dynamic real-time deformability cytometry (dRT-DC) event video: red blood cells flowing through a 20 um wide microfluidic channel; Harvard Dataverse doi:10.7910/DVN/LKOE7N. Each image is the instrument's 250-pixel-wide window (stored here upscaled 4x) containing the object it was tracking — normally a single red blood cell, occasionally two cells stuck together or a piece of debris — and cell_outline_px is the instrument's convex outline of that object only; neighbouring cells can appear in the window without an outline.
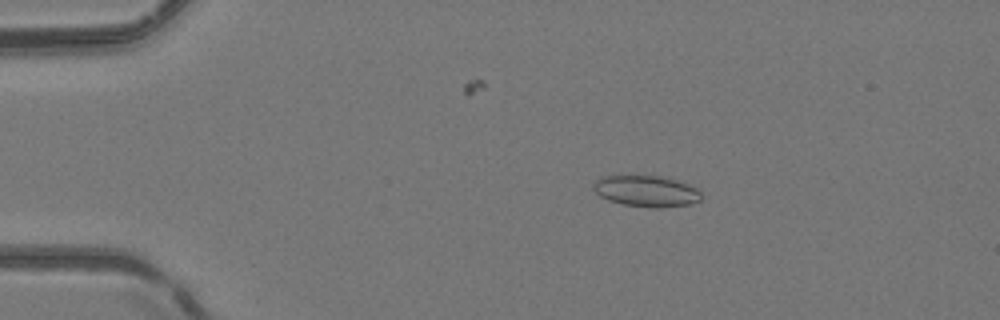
{"species": "common noctule bat (a hibernating species)", "species_latin": "Nyctalus noctula", "temperature_condition": "room temperature", "stored_images_in_passage": 50, "camera_frame_rate_fps": 3000, "um_per_image_px": 0.085, "animal": {"sex": "female", "body_mass_g": 24.6, "forearm_length_mm": 56.2}, "frame": {"image": 1, "passage_image": 10, "time_ms": 3.0, "image_size_px": [1000, 320], "cell_outline_px": [[700, 200], [692, 204], [660, 208], [652, 208], [624, 204], [608, 200], [600, 196], [592, 188], [592, 184], [600, 176], [660, 176], [676, 180], [688, 184], [696, 188], [700, 192]], "centroid_in_image_um": [54.92, 16.25], "position_along_channel_um": 30.1, "area_um2": 19.59}}
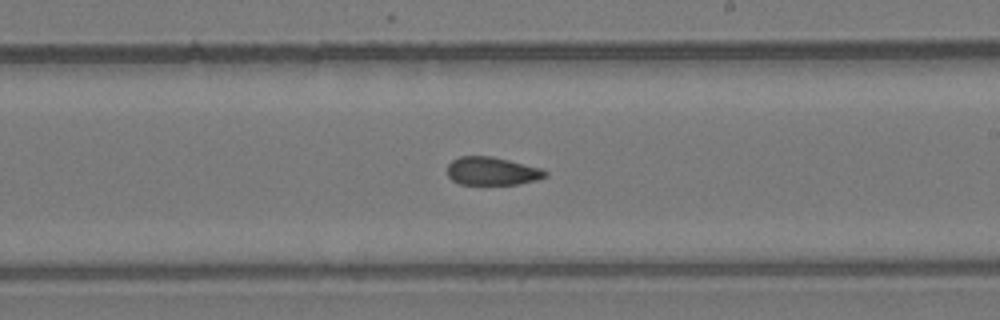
{"frame": {"image": 2, "passage_image": 30, "time_ms": 9.667, "image_size_px": [1000, 320], "cell_outline_px": [[548, 176], [536, 180], [520, 184], [460, 184], [452, 180], [448, 176], [448, 164], [452, 160], [460, 156], [492, 156], [540, 168], [548, 172]], "centroid_in_image_um": [41.82, 14.54], "position_along_channel_um": 247.2, "area_um2": 16.01}}
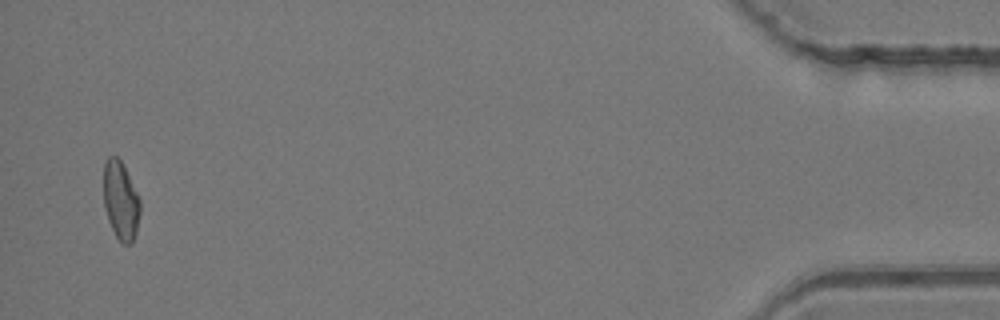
{"frame": {"image": 3, "passage_image": 49, "time_ms": 16.0, "image_size_px": [1000, 320], "cell_outline_px": [[140, 212], [136, 232], [132, 244], [120, 244], [108, 220], [104, 204], [104, 160], [108, 156], [116, 156], [120, 160], [140, 200]], "centroid_in_image_um": [10.25, 17.08], "position_along_channel_um": 425.0, "area_um2": 16.53}, "authors_computed_cell_mechanics": {"area_um2": 16.9643, "velocity_mm_per_s": 4.2003, "shape_relaxation_time_tau1_ms": null, "shape_relaxation_time_tau2_ms": 3.15, "deformation_change_tau1": null, "deformation_change_tau2": 0.0655}}